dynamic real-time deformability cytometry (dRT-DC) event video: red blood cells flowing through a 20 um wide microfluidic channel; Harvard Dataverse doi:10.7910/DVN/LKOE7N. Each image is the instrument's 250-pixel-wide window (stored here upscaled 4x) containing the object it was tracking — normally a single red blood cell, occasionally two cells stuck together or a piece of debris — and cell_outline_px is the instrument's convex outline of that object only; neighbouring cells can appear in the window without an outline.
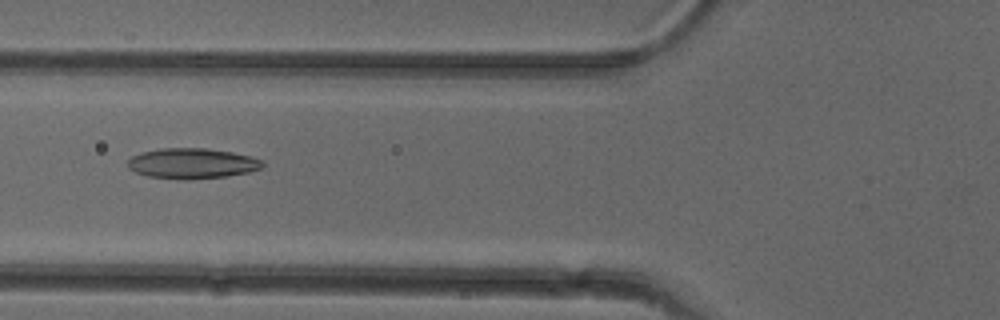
{"species": "common noctule bat (a hibernating species)", "species_latin": "Nyctalus noctula", "temperature_condition": "cold", "stored_images_in_passage": 38, "camera_frame_rate_fps": 3000, "um_per_image_px": 0.085, "animal": {"sex": "female"}, "frame": {"image": 1, "passage_image": 6, "time_ms": 1.667, "image_size_px": [1000, 320], "cell_outline_px": [[264, 164], [260, 168], [248, 172], [228, 176], [188, 180], [180, 180], [148, 176], [136, 172], [128, 168], [128, 160], [132, 156], [140, 152], [160, 148], [208, 148], [232, 152], [252, 156], [264, 160]], "centroid_in_image_um": [16.33, 13.89], "position_along_channel_um": 109.5, "area_um2": 24.16}}
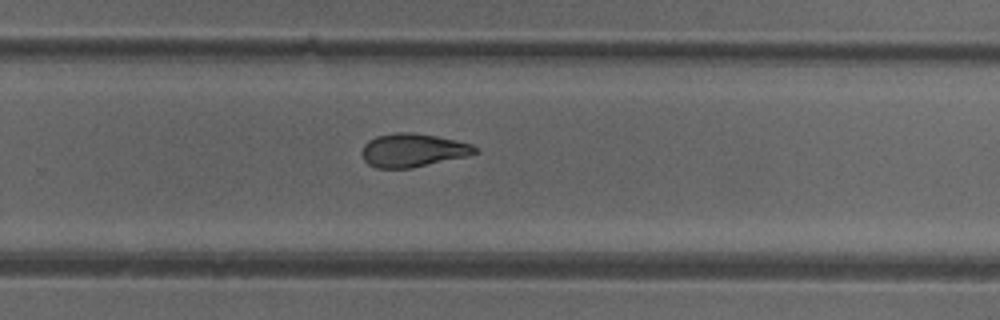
{"frame": {"image": 2, "passage_image": 20, "time_ms": 6.333, "image_size_px": [1000, 320], "cell_outline_px": [[480, 152], [464, 156], [412, 168], [376, 168], [368, 164], [364, 160], [360, 152], [364, 144], [368, 140], [376, 136], [396, 132], [412, 132], [436, 136], [456, 140], [472, 144]], "centroid_in_image_um": [35.05, 12.76], "position_along_channel_um": 294.8, "area_um2": 22.02}}
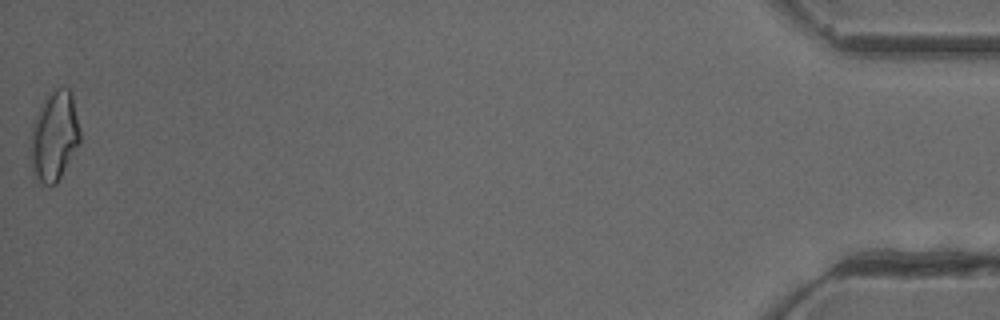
{"frame": {"image": 3, "passage_image": 38, "time_ms": 12.333, "image_size_px": [1000, 320], "cell_outline_px": [[80, 140], [56, 184], [52, 188], [44, 184], [36, 176], [32, 168], [32, 128], [36, 116], [48, 92], [56, 88], [68, 88], [72, 96], [80, 132]], "centroid_in_image_um": [4.63, 11.56], "position_along_channel_um": 430.6, "area_um2": 24.97}, "authors_computed_cell_mechanics": {"area_um2": 22.7443, "velocity_mm_per_s": 3.9778, "shape_relaxation_time_tau1_ms": 11.2709, "shape_relaxation_time_tau2_ms": 3.1802, "deformation_change_tau1": 0.2442, "deformation_change_tau2": 0.1056}}